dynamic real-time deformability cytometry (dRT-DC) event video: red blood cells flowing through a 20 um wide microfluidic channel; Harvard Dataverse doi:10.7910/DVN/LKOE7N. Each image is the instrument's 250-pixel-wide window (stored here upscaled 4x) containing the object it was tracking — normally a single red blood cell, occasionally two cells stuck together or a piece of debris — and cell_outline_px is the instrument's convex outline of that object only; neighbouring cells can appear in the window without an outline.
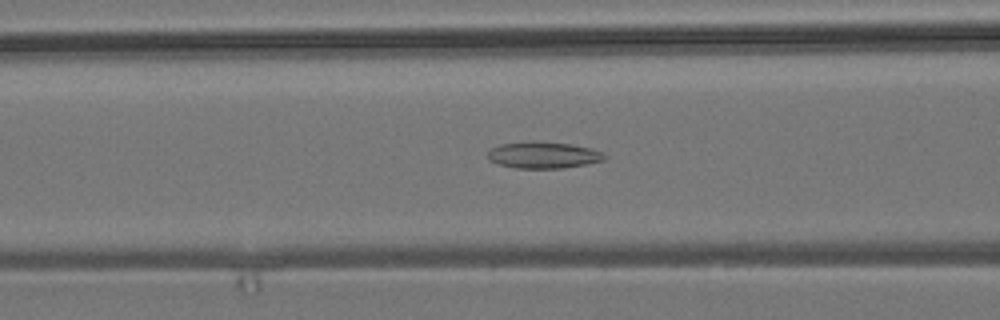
{"species": "common noctule bat (a hibernating species)", "species_latin": "Nyctalus noctula", "temperature_condition": "room temperature", "stored_images_in_passage": 54, "camera_frame_rate_fps": 3000, "um_per_image_px": 0.085, "animal": {"sex": "male", "body_mass_g": 19.2, "forearm_length_mm": 51.8}, "frame": {"image": 1, "passage_image": 22, "time_ms": 7.0, "image_size_px": [1000, 320], "cell_outline_px": [[608, 156], [604, 160], [588, 164], [564, 168], [516, 168], [500, 164], [488, 160], [488, 148], [500, 144], [532, 140], [536, 140], [572, 144], [592, 148], [604, 152]], "centroid_in_image_um": [46.21, 13.16], "position_along_channel_um": 120.4, "area_um2": 18.55}}
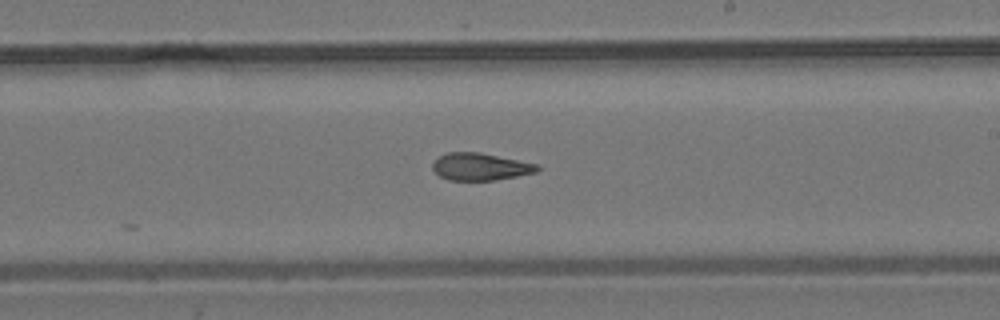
{"frame": {"image": 2, "passage_image": 32, "time_ms": 10.333, "image_size_px": [1000, 320], "cell_outline_px": [[540, 168], [536, 172], [496, 180], [448, 180], [440, 176], [432, 168], [432, 164], [440, 156], [448, 152], [480, 152], [536, 164]], "centroid_in_image_um": [40.8, 14.17], "position_along_channel_um": 248.2, "area_um2": 16.42}}
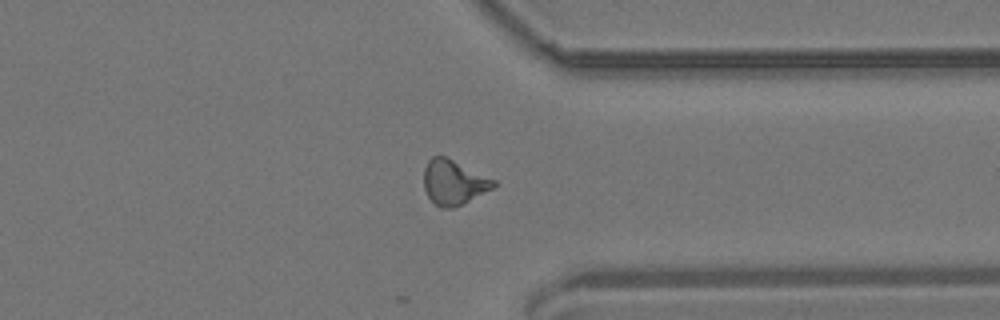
{"frame": {"image": 3, "passage_image": 42, "time_ms": 13.667, "image_size_px": [1000, 320], "cell_outline_px": [[496, 184], [492, 188], [464, 204], [452, 208], [440, 208], [428, 196], [424, 188], [424, 168], [428, 160], [432, 156], [444, 156], [496, 180]], "centroid_in_image_um": [38.55, 15.51], "position_along_channel_um": 372.9, "area_um2": 18.03}, "authors_computed_cell_mechanics": {"area_um2": 17.9758, "velocity_mm_per_s": 3.8392, "shape_relaxation_time_tau1_ms": null, "shape_relaxation_time_tau2_ms": 3.1843, "deformation_change_tau1": null, "deformation_change_tau2": 0.1227}}